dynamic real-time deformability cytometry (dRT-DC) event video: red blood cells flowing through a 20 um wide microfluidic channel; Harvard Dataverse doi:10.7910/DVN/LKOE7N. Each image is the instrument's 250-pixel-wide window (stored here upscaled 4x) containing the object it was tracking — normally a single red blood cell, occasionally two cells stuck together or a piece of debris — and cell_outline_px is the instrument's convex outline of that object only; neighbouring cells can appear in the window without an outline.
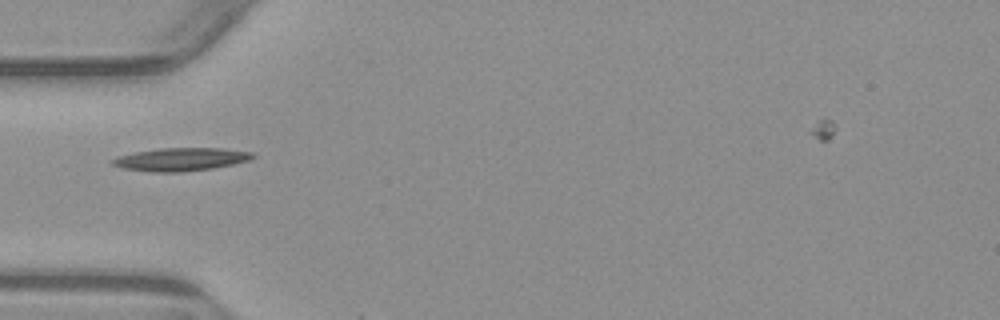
{"species": "common noctule bat (a hibernating species)", "species_latin": "Nyctalus noctula", "temperature_condition": "warm", "stored_images_in_passage": 6, "camera_frame_rate_fps": 3000, "um_per_image_px": 0.085, "animal": {"sex": "male", "body_mass_g": 23.1, "forearm_length_mm": 52.7}, "frame": {"image": 1, "passage_image": 5, "time_ms": 4.667, "image_size_px": [1000, 320], "cell_outline_px": [[256, 156], [248, 160], [232, 164], [212, 168], [180, 172], [152, 172], [124, 168], [112, 164], [112, 160], [116, 156], [136, 152], [160, 148], [224, 148], [252, 152]], "centroid_in_image_um": [15.38, 13.53], "position_along_channel_um": 69.6, "area_um2": 18.67}}